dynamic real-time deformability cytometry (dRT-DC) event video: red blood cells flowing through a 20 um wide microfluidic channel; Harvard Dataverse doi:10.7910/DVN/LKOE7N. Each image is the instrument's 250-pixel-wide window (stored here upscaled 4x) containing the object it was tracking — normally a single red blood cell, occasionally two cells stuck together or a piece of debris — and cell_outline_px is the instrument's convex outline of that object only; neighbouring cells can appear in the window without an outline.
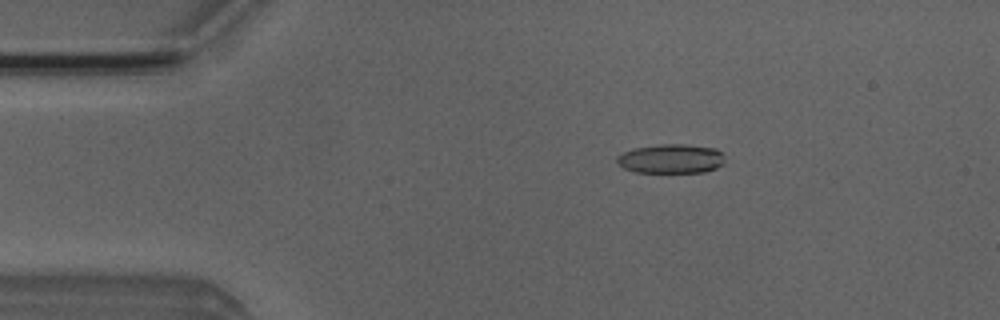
{"species": "Egyptian fruit bat (a non-hibernating species)", "species_latin": "Rousettus aegyptiacus", "temperature_condition": "room temperature", "stored_images_in_passage": 52, "camera_frame_rate_fps": 3000, "um_per_image_px": 0.085, "animal": {"sex": "male"}, "frame": {"image": 1, "passage_image": 9, "time_ms": 2.667, "image_size_px": [1000, 320], "cell_outline_px": [[724, 164], [716, 168], [704, 172], [636, 172], [624, 168], [616, 160], [616, 156], [632, 148], [660, 144], [684, 144], [716, 148], [724, 156]], "centroid_in_image_um": [57.05, 13.48], "position_along_channel_um": 28.0, "area_um2": 18.44}}
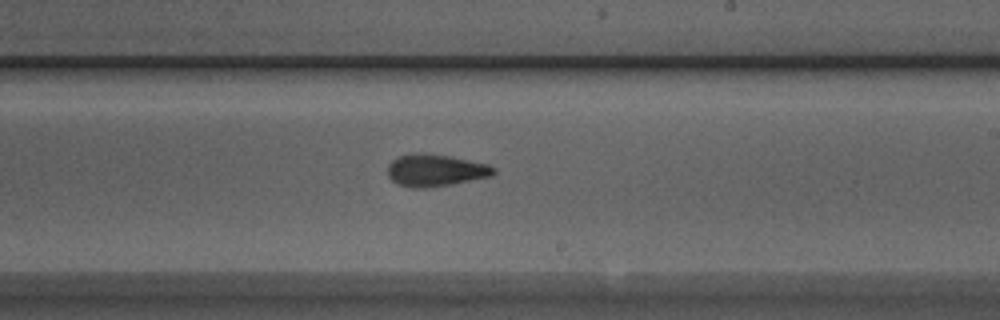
{"frame": {"image": 2, "passage_image": 30, "time_ms": 9.667, "image_size_px": [1000, 320], "cell_outline_px": [[496, 172], [492, 176], [452, 184], [424, 188], [412, 188], [396, 184], [388, 176], [388, 164], [396, 156], [416, 152], [424, 152], [448, 156], [488, 164], [496, 168]], "centroid_in_image_um": [36.98, 14.47], "position_along_channel_um": 252.0, "area_um2": 20.06}}
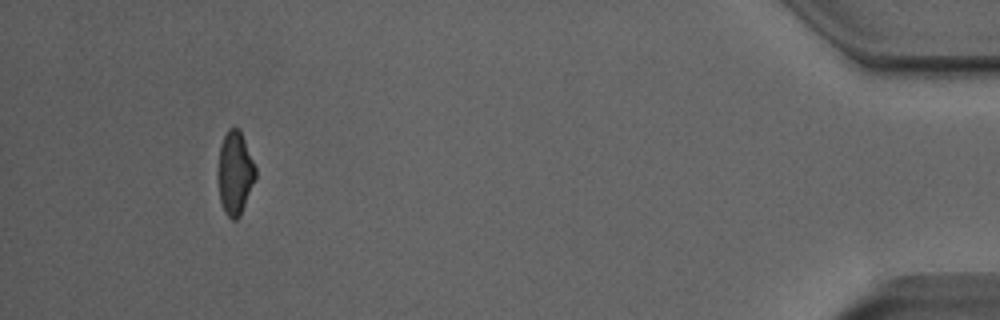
{"frame": {"image": 3, "passage_image": 48, "time_ms": 15.667, "image_size_px": [1000, 320], "cell_outline_px": [[256, 176], [240, 216], [236, 220], [232, 220], [224, 212], [220, 200], [216, 176], [216, 172], [220, 144], [228, 128], [236, 128], [240, 132], [244, 140], [256, 168]], "centroid_in_image_um": [19.93, 14.73], "position_along_channel_um": 415.3, "area_um2": 18.32}, "authors_computed_cell_mechanics": {"area_um2": 19.0162, "velocity_mm_per_s": 3.9594, "shape_relaxation_time_tau1_ms": 3.4262, "shape_relaxation_time_tau2_ms": 2.2728, "deformation_change_tau1": 0.147, "deformation_change_tau2": 0.1044}}